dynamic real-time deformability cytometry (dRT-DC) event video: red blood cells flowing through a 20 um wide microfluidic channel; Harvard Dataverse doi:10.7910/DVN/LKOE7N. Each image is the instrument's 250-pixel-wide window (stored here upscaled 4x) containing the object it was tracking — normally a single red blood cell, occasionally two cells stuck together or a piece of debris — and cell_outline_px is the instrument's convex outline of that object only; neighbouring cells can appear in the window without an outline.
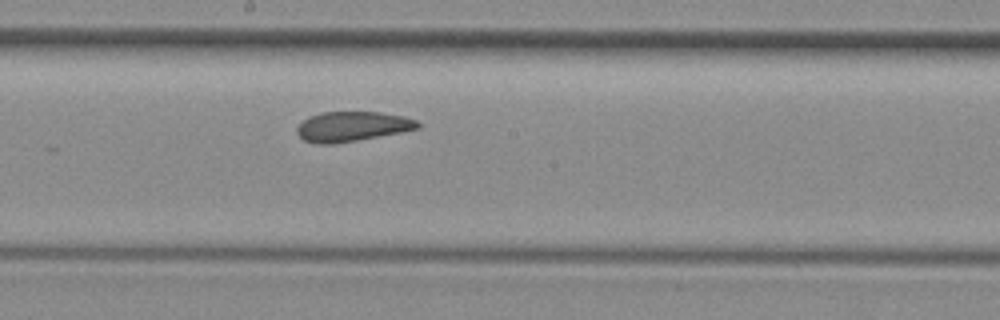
{"species": "common noctule bat (a hibernating species)", "species_latin": "Nyctalus noctula", "temperature_condition": "room temperature", "stored_images_in_passage": 8, "camera_frame_rate_fps": 3000, "um_per_image_px": 0.085, "animal": {"sex": "female", "body_mass_g": 29.2, "forearm_length_mm": 56.3}, "frame": {"image": 1, "passage_image": 8, "time_ms": 8.667, "image_size_px": [1000, 320], "cell_outline_px": [[420, 128], [400, 132], [356, 140], [332, 144], [316, 144], [304, 140], [296, 132], [296, 128], [308, 116], [324, 112], [380, 112], [404, 116], [416, 120], [420, 124]], "centroid_in_image_um": [29.92, 10.74], "position_along_channel_um": 218.3, "area_um2": 20.87}}